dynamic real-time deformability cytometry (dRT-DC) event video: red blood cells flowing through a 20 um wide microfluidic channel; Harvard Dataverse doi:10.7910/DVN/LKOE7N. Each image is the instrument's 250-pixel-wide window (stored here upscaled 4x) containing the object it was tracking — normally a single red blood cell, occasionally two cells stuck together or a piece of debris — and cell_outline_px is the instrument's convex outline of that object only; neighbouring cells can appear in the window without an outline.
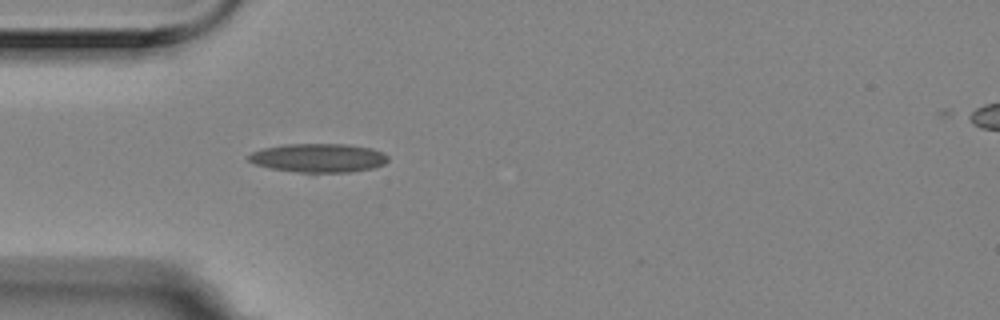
{"species": "Egyptian fruit bat (a non-hibernating species)", "species_latin": "Rousettus aegyptiacus", "temperature_condition": "room temperature", "stored_images_in_passage": 1, "camera_frame_rate_fps": 3000, "um_per_image_px": 0.085, "animal": {"sex": "female"}, "frame": {"image": 1, "passage_image": 1, "time_ms": 0.0, "image_size_px": [1000, 320], "cell_outline_px": [[388, 160], [384, 164], [372, 168], [348, 172], [300, 172], [272, 168], [256, 164], [248, 160], [248, 156], [252, 152], [264, 148], [288, 144], [348, 144], [372, 148], [388, 156]], "centroid_in_image_um": [27.09, 13.41], "position_along_channel_um": 57.9, "area_um2": 23.06}}